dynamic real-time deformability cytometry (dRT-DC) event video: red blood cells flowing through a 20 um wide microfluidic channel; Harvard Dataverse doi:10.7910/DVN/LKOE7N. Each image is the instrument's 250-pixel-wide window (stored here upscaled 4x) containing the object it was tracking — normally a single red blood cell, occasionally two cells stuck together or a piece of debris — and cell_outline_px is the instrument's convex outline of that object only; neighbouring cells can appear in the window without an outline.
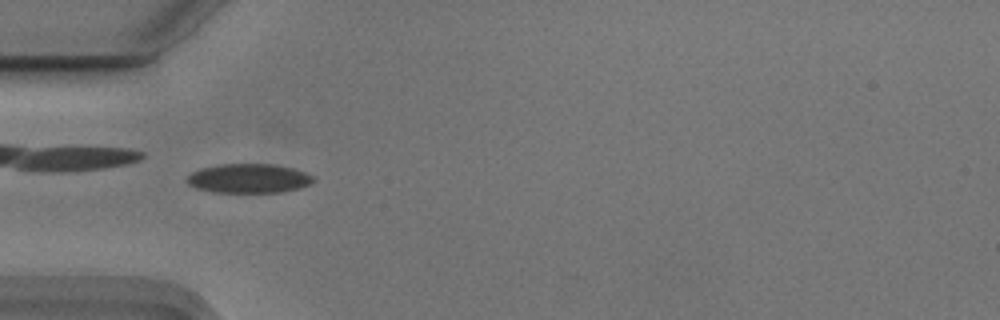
{"species": "Egyptian fruit bat (a non-hibernating species)", "species_latin": "Rousettus aegyptiacus", "temperature_condition": "cold", "stored_images_in_passage": 44, "camera_frame_rate_fps": 3000, "um_per_image_px": 0.085, "animal": {"sex": "male"}, "frame": {"image": 1, "passage_image": 10, "time_ms": 3.0, "image_size_px": [1000, 320], "cell_outline_px": [[316, 180], [312, 184], [300, 188], [284, 192], [212, 192], [196, 188], [188, 184], [184, 180], [192, 172], [200, 168], [220, 164], [272, 164], [292, 168], [304, 172], [312, 176]], "centroid_in_image_um": [21.14, 15.17], "position_along_channel_um": 63.9, "area_um2": 21.68}}
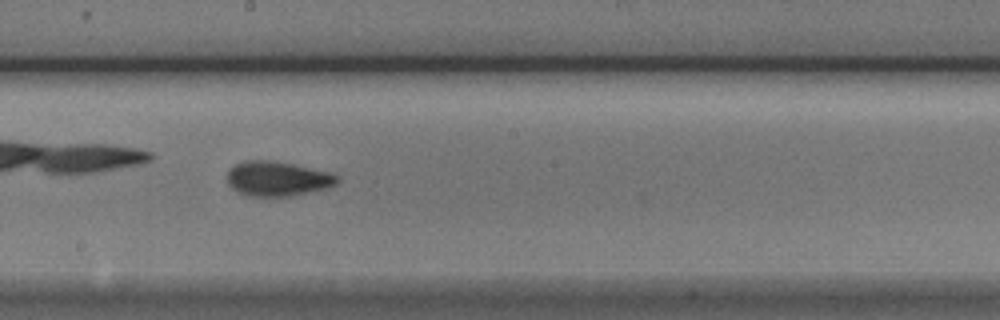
{"frame": {"image": 2, "passage_image": 23, "time_ms": 7.333, "image_size_px": [1000, 320], "cell_outline_px": [[340, 180], [336, 184], [324, 188], [308, 192], [288, 196], [248, 196], [232, 188], [228, 184], [228, 168], [244, 160], [268, 160], [292, 164], [328, 172], [340, 176]], "centroid_in_image_um": [23.56, 15.18], "position_along_channel_um": 224.6, "area_um2": 22.02}}
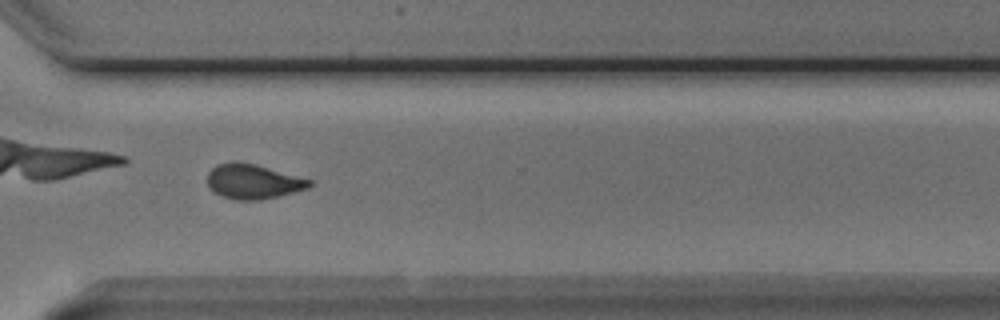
{"frame": {"image": 3, "passage_image": 33, "time_ms": 10.667, "image_size_px": [1000, 320], "cell_outline_px": [[312, 184], [308, 188], [260, 200], [236, 200], [220, 196], [212, 192], [208, 188], [208, 172], [216, 164], [232, 160], [252, 164], [312, 180]], "centroid_in_image_um": [21.43, 15.43], "position_along_channel_um": 349.2, "area_um2": 20.52}, "authors_computed_cell_mechanics": {"area_um2": 20.9236, "velocity_mm_per_s": 3.7386, "shape_relaxation_time_tau1_ms": 5.6509, "shape_relaxation_time_tau2_ms": 2.153, "deformation_change_tau1": 0.1204, "deformation_change_tau2": 0.0742}}